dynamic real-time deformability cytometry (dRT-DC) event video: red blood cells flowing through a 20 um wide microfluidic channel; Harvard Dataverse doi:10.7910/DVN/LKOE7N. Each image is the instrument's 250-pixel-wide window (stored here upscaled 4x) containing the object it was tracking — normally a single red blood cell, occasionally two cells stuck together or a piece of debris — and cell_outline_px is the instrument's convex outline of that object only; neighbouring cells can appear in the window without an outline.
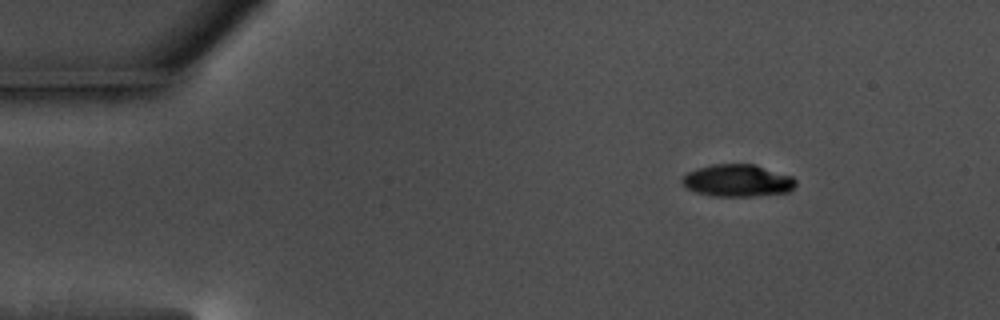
{"species": "common noctule bat (a hibernating species)", "species_latin": "Nyctalus noctula", "temperature_condition": "warm", "stored_images_in_passage": 51, "camera_frame_rate_fps": 3000, "um_per_image_px": 0.085, "animal": {"sex": "male", "body_mass_g": 17.5, "forearm_length_mm": 52.3}, "frame": {"image": 1, "passage_image": 1, "time_ms": 0.0, "image_size_px": [1000, 320], "cell_outline_px": [[796, 184], [788, 192], [752, 196], [712, 196], [696, 192], [688, 188], [680, 180], [688, 172], [712, 164], [756, 164], [792, 176], [796, 180]], "centroid_in_image_um": [62.71, 15.34], "position_along_channel_um": 22.3, "area_um2": 21.21}}
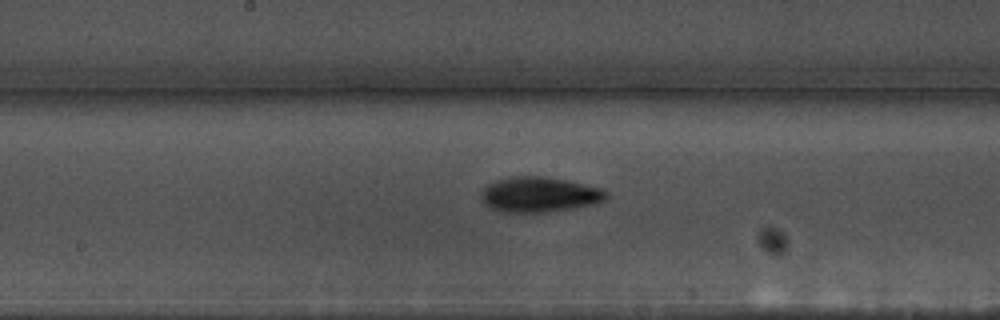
{"frame": {"image": 2, "passage_image": 23, "time_ms": 7.333, "image_size_px": [1000, 320], "cell_outline_px": [[608, 196], [604, 200], [592, 204], [544, 212], [504, 212], [488, 208], [484, 204], [484, 188], [488, 184], [496, 180], [512, 176], [544, 176], [564, 180], [600, 188], [608, 192]], "centroid_in_image_um": [45.82, 16.53], "position_along_channel_um": 202.4, "area_um2": 25.14}}
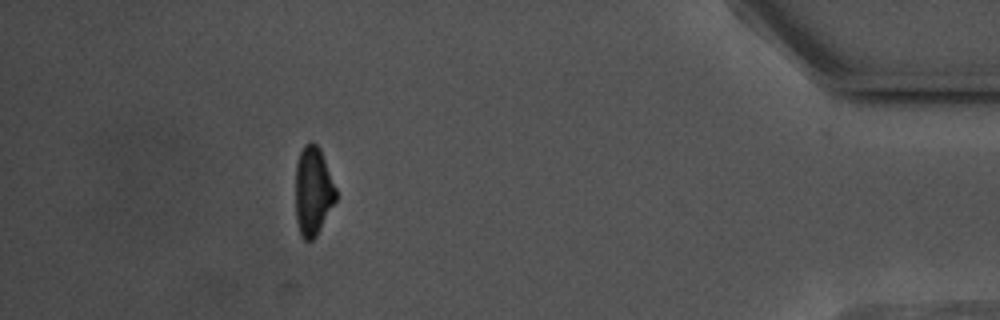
{"frame": {"image": 3, "passage_image": 45, "time_ms": 14.667, "image_size_px": [1000, 320], "cell_outline_px": [[336, 200], [316, 236], [312, 240], [304, 240], [300, 236], [296, 220], [296, 164], [300, 152], [304, 144], [312, 140], [320, 148], [336, 188]], "centroid_in_image_um": [26.6, 16.23], "position_along_channel_um": 408.6, "area_um2": 20.92}, "authors_computed_cell_mechanics": {"area_um2": 22.542, "velocity_mm_per_s": 3.5563, "shape_relaxation_time_tau1_ms": 2.5227, "shape_relaxation_time_tau2_ms": 10.1877, "deformation_change_tau1": 0.1218, "deformation_change_tau2": 0.1385}}